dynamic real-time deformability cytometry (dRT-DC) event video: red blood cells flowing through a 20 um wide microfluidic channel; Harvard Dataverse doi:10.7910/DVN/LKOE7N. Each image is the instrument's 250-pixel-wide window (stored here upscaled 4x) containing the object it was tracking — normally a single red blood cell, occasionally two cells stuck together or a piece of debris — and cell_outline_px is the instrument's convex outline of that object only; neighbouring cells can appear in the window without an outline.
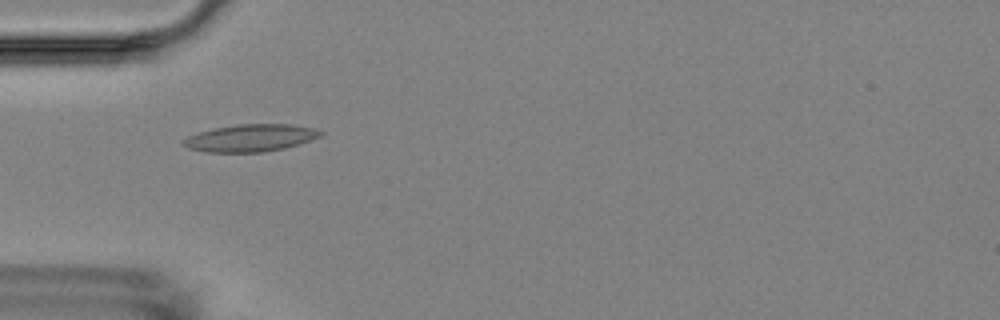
{"species": "Egyptian fruit bat (a non-hibernating species)", "species_latin": "Rousettus aegyptiacus", "temperature_condition": "room temperature", "stored_images_in_passage": 12, "camera_frame_rate_fps": 3000, "um_per_image_px": 0.085, "animal": {"sex": "female"}, "frame": {"image": 1, "passage_image": 2, "time_ms": 1.0, "image_size_px": [1000, 320], "cell_outline_px": [[324, 136], [312, 140], [284, 148], [264, 152], [208, 152], [188, 148], [180, 144], [180, 140], [188, 136], [200, 132], [216, 128], [236, 124], [292, 124], [316, 128], [324, 132]], "centroid_in_image_um": [21.33, 11.72], "position_along_channel_um": 63.7, "area_um2": 22.02}}
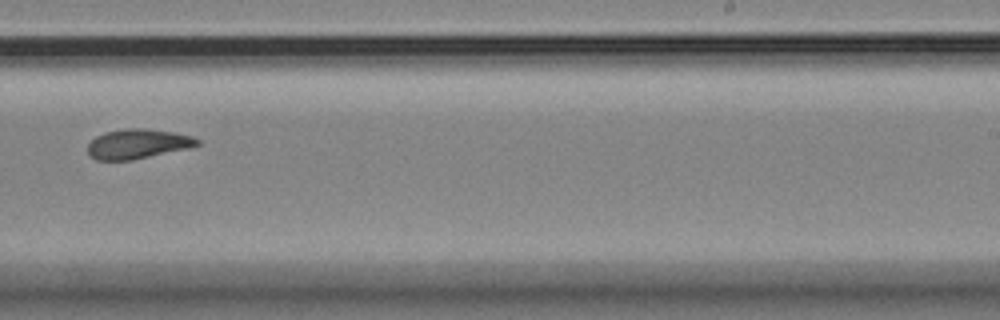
{"frame": {"image": 2, "passage_image": 7, "time_ms": 7.0, "image_size_px": [1000, 320], "cell_outline_px": [[200, 144], [188, 148], [132, 160], [96, 160], [88, 156], [88, 144], [96, 136], [104, 132], [128, 128], [144, 128], [176, 132], [192, 136], [200, 140]], "centroid_in_image_um": [11.7, 12.23], "position_along_channel_um": 277.3, "area_um2": 19.02}}
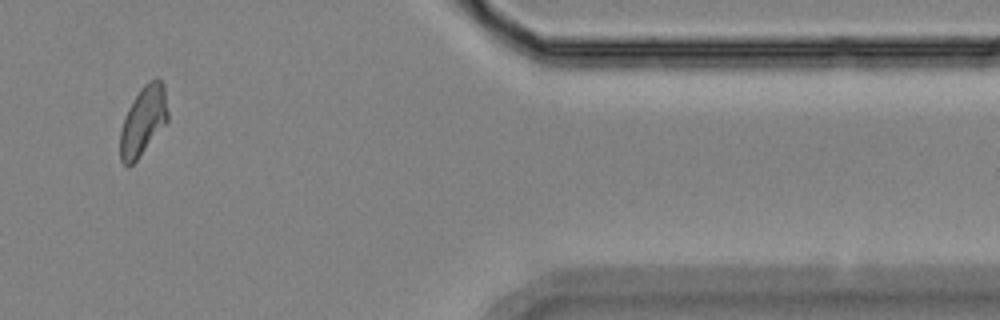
{"frame": {"image": 3, "passage_image": 10, "time_ms": 11.333, "image_size_px": [1000, 320], "cell_outline_px": [[168, 120], [136, 160], [128, 168], [120, 160], [120, 132], [124, 116], [128, 108], [140, 88], [148, 80], [156, 76], [164, 84], [168, 112]], "centroid_in_image_um": [12.16, 10.23], "position_along_channel_um": 399.2, "area_um2": 19.19}, "authors_computed_cell_mechanics": {"area_um2": 19.1607, "velocity_mm_per_s": 3.5861, "shape_relaxation_time_tau1_ms": 4.2169, "shape_relaxation_time_tau2_ms": 1.465, "deformation_change_tau1": 0.0966, "deformation_change_tau2": 0.0539}}